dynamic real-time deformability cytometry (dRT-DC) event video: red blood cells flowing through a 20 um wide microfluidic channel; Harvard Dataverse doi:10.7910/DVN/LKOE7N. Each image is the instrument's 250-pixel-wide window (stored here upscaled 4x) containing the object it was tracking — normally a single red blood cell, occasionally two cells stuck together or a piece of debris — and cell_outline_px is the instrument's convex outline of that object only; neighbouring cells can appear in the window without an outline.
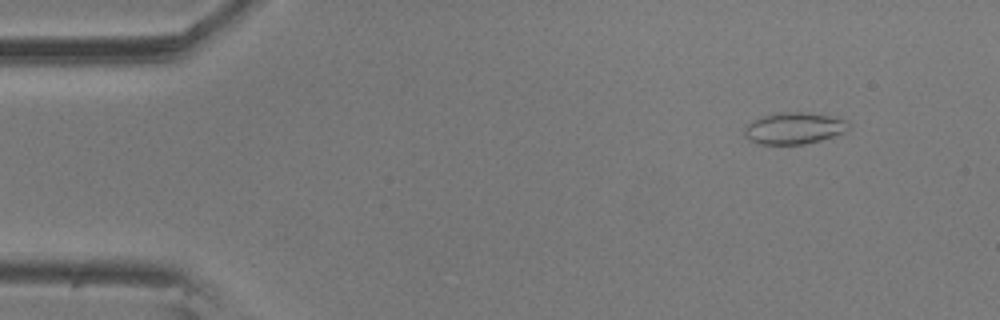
{"species": "common noctule bat (a hibernating species)", "species_latin": "Nyctalus noctula", "temperature_condition": "room temperature", "stored_images_in_passage": 52, "camera_frame_rate_fps": 3000, "um_per_image_px": 0.085, "animal": {"sex": "male", "body_mass_g": 20.5, "forearm_length_mm": 52.5}, "frame": {"image": 1, "passage_image": 1, "time_ms": 0.0, "image_size_px": [1000, 320], "cell_outline_px": [[852, 124], [844, 132], [820, 140], [804, 144], [760, 144], [748, 140], [744, 136], [744, 128], [752, 120], [764, 116], [780, 112], [804, 112], [828, 116], [844, 120]], "centroid_in_image_um": [67.45, 10.91], "position_along_channel_um": 17.5, "area_um2": 19.02}}
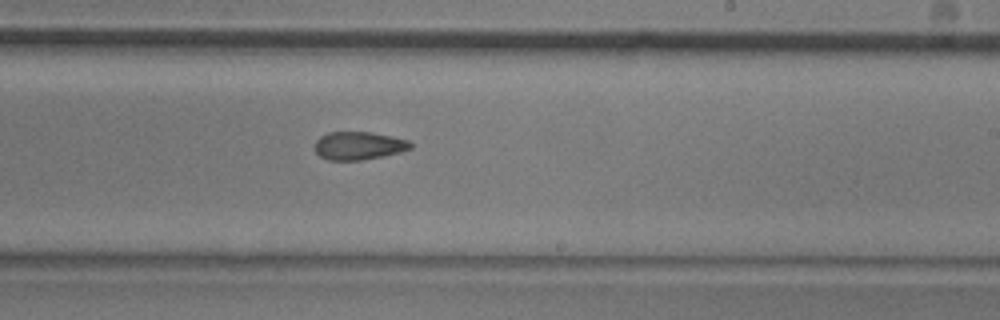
{"frame": {"image": 2, "passage_image": 29, "time_ms": 9.333, "image_size_px": [1000, 320], "cell_outline_px": [[412, 148], [400, 152], [360, 160], [328, 160], [320, 156], [316, 152], [316, 140], [320, 136], [328, 132], [372, 132], [392, 136], [408, 140], [412, 144]], "centroid_in_image_um": [30.49, 12.37], "position_along_channel_um": 258.5, "area_um2": 15.55}}
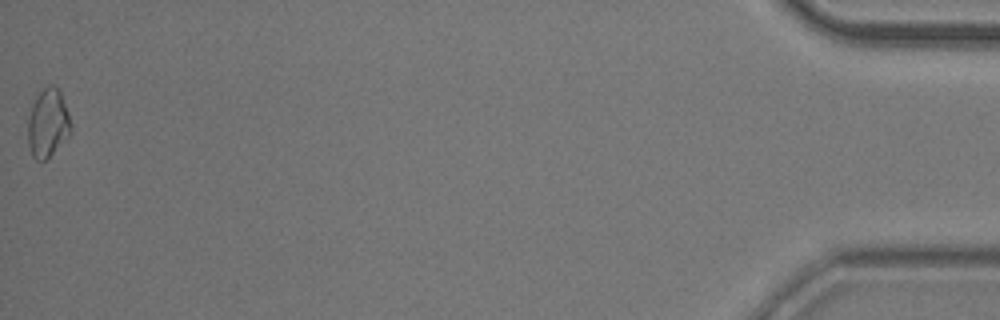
{"frame": {"image": 3, "passage_image": 52, "time_ms": 17.0, "image_size_px": [1000, 320], "cell_outline_px": [[72, 132], [44, 160], [36, 160], [32, 156], [28, 144], [28, 120], [32, 104], [36, 96], [48, 84], [52, 84], [60, 92], [68, 112], [72, 124]], "centroid_in_image_um": [4.07, 10.45], "position_along_channel_um": 431.1, "area_um2": 16.94}, "authors_computed_cell_mechanics": {"area_um2": 16.3863, "velocity_mm_per_s": 3.5496, "shape_relaxation_time_tau1_ms": null, "shape_relaxation_time_tau2_ms": 2.9431, "deformation_change_tau1": null, "deformation_change_tau2": 0.0881}}